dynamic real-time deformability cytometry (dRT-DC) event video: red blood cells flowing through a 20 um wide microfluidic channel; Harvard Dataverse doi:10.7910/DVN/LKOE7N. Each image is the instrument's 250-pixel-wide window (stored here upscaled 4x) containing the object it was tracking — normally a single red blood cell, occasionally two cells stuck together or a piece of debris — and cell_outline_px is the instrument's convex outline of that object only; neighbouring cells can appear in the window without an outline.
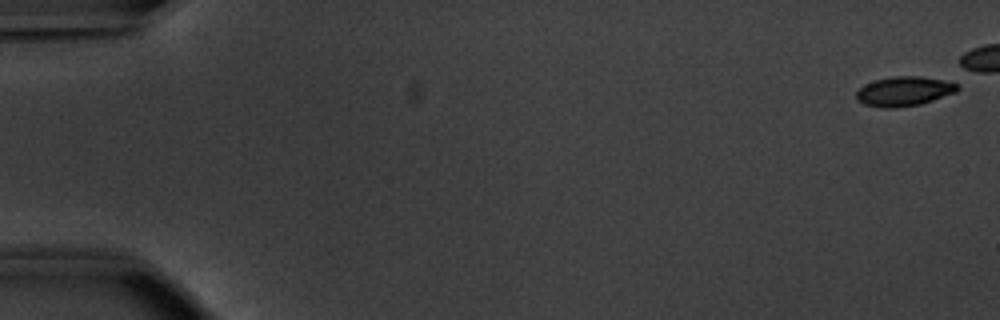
{"species": "common noctule bat (a hibernating species)", "species_latin": "Nyctalus noctula", "temperature_condition": "warm", "stored_images_in_passage": 43, "camera_frame_rate_fps": 3000, "um_per_image_px": 0.085, "animal": {"sex": "male", "body_mass_g": 20.1, "forearm_length_mm": 53.5}, "frame": {"image": 1, "passage_image": 1, "time_ms": 0.0, "image_size_px": [1000, 320], "cell_outline_px": [[960, 88], [956, 92], [920, 104], [896, 108], [880, 108], [864, 104], [856, 100], [856, 92], [864, 84], [876, 80], [892, 76], [920, 76], [960, 80]], "centroid_in_image_um": [76.94, 7.73], "position_along_channel_um": 8.1, "area_um2": 17.98}}
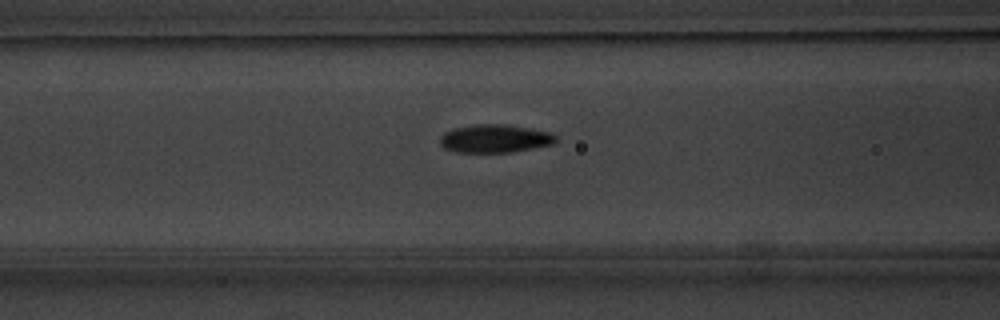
{"frame": {"image": 2, "passage_image": 22, "time_ms": 7.0, "image_size_px": [1000, 320], "cell_outline_px": [[556, 140], [552, 144], [512, 152], [456, 152], [444, 148], [440, 144], [440, 136], [444, 132], [456, 128], [476, 124], [504, 124], [552, 132], [556, 136]], "centroid_in_image_um": [42.05, 11.78], "position_along_channel_um": 124.5, "area_um2": 18.9}}
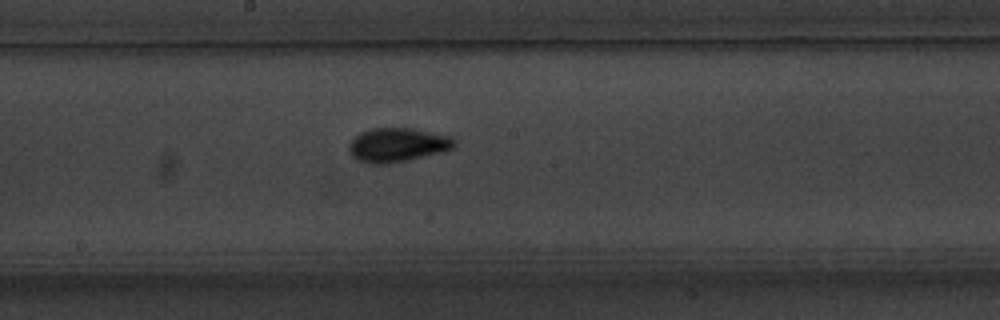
{"frame": {"image": 3, "passage_image": 29, "time_ms": 9.333, "image_size_px": [1000, 320], "cell_outline_px": [[456, 144], [452, 148], [440, 152], [408, 160], [384, 164], [368, 164], [356, 160], [352, 156], [348, 148], [348, 144], [360, 132], [372, 128], [412, 128], [452, 136], [456, 140]], "centroid_in_image_um": [33.76, 12.31], "position_along_channel_um": 214.4, "area_um2": 20.98}}